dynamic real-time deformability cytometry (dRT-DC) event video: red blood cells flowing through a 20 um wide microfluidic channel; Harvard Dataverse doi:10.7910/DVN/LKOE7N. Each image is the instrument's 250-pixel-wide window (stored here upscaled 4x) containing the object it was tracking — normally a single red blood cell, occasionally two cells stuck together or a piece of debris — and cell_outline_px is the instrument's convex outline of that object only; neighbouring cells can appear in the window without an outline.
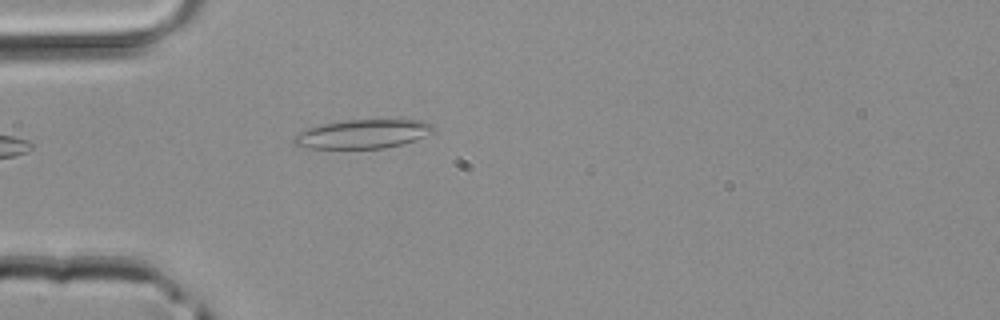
{"species": "common noctule bat (a hibernating species)", "species_latin": "Nyctalus noctula", "temperature_condition": "room temperature", "stored_images_in_passage": 1, "camera_frame_rate_fps": 3000, "um_per_image_px": 0.085, "animal": {"sex": "male", "body_mass_g": 20.4}, "frame": {"image": 1, "passage_image": 1, "time_ms": 0.0, "image_size_px": [1000, 320], "cell_outline_px": [[436, 128], [432, 132], [416, 140], [404, 144], [384, 148], [308, 148], [296, 144], [292, 140], [292, 136], [296, 132], [320, 124], [344, 120], [396, 116], [404, 116], [420, 120], [432, 124]], "centroid_in_image_um": [30.93, 11.32], "position_along_channel_um": 54.1, "area_um2": 24.8}}